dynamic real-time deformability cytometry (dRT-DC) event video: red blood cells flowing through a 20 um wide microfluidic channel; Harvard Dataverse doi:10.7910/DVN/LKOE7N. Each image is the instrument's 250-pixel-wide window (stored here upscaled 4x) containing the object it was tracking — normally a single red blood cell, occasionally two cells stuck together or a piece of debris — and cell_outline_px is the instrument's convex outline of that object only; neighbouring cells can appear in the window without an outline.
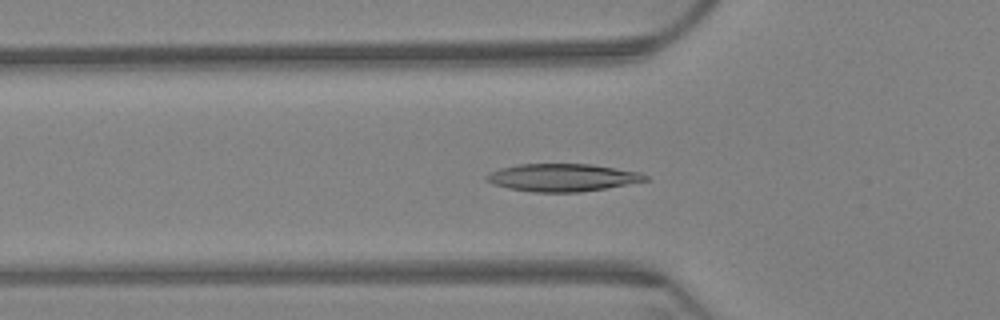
{"species": "Egyptian fruit bat (a non-hibernating species)", "species_latin": "Rousettus aegyptiacus", "temperature_condition": "warm", "stored_images_in_passage": 64, "camera_frame_rate_fps": 3000, "um_per_image_px": 0.085, "animal": {"sex": "female"}, "frame": {"image": 1, "passage_image": 22, "time_ms": 7.0, "image_size_px": [1000, 320], "cell_outline_px": [[648, 180], [604, 188], [580, 192], [532, 192], [508, 188], [492, 184], [484, 180], [484, 176], [500, 168], [516, 164], [592, 164], [640, 172], [648, 176]], "centroid_in_image_um": [47.76, 15.09], "position_along_channel_um": 78.0, "area_um2": 25.55}}
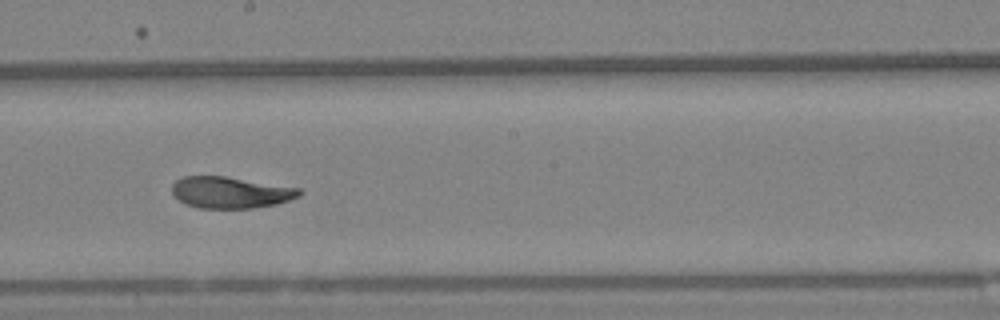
{"frame": {"image": 2, "passage_image": 36, "time_ms": 11.667, "image_size_px": [1000, 320], "cell_outline_px": [[300, 196], [276, 204], [252, 208], [200, 208], [184, 204], [172, 192], [172, 184], [176, 180], [184, 176], [224, 176], [300, 188]], "centroid_in_image_um": [19.57, 16.36], "position_along_channel_um": 228.6, "area_um2": 23.18}}
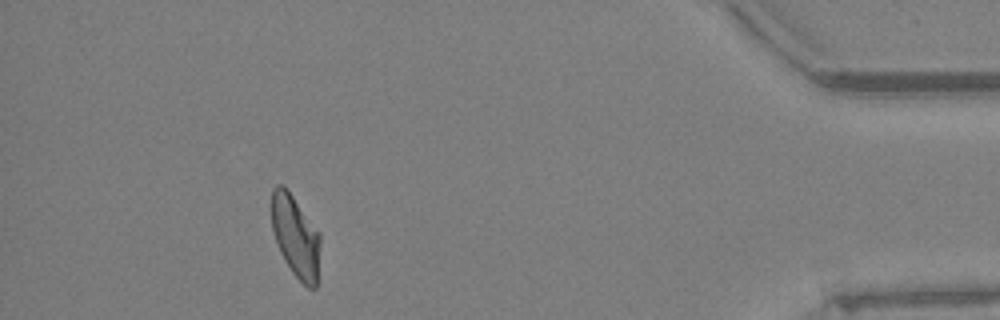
{"frame": {"image": 3, "passage_image": 58, "time_ms": 19.0, "image_size_px": [1000, 320], "cell_outline_px": [[320, 244], [316, 288], [308, 288], [292, 272], [280, 252], [272, 228], [272, 188], [276, 184], [284, 184], [320, 232]], "centroid_in_image_um": [25.13, 20.05], "position_along_channel_um": 410.1, "area_um2": 23.18}, "authors_computed_cell_mechanics": {"area_um2": 24.5361, "velocity_mm_per_s": 3.2391, "shape_relaxation_time_tau1_ms": 7.9329, "shape_relaxation_time_tau2_ms": 2.0467, "deformation_change_tau1": 0.2062, "deformation_change_tau2": 0.0672}}